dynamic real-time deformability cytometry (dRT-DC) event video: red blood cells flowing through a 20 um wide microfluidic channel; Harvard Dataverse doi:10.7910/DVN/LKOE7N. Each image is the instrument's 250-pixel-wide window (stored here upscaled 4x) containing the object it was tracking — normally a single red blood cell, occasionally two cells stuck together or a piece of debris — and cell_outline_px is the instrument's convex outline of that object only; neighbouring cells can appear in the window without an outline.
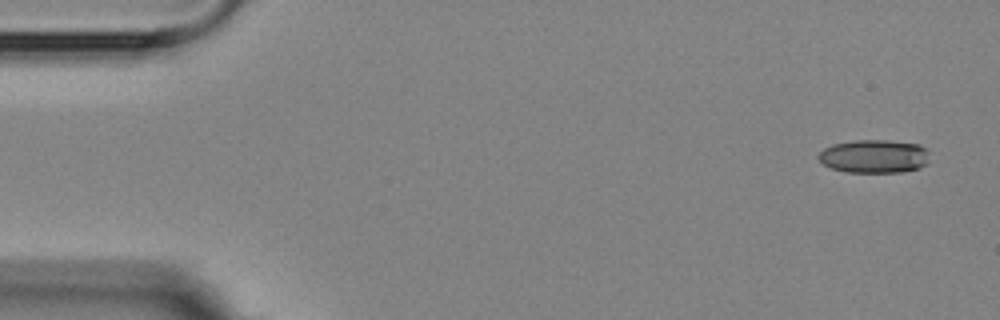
{"species": "Egyptian fruit bat (a non-hibernating species)", "species_latin": "Rousettus aegyptiacus", "temperature_condition": "room temperature", "stored_images_in_passage": 4, "camera_frame_rate_fps": 3000, "um_per_image_px": 0.085, "animal": {"sex": "female"}, "frame": {"image": 1, "passage_image": 1, "time_ms": 0.0, "image_size_px": [1000, 320], "cell_outline_px": [[928, 164], [920, 168], [900, 172], [848, 172], [832, 168], [824, 164], [816, 156], [824, 148], [832, 144], [856, 140], [888, 140], [920, 144], [928, 152]], "centroid_in_image_um": [74.32, 13.28], "position_along_channel_um": 10.7, "area_um2": 21.68}}